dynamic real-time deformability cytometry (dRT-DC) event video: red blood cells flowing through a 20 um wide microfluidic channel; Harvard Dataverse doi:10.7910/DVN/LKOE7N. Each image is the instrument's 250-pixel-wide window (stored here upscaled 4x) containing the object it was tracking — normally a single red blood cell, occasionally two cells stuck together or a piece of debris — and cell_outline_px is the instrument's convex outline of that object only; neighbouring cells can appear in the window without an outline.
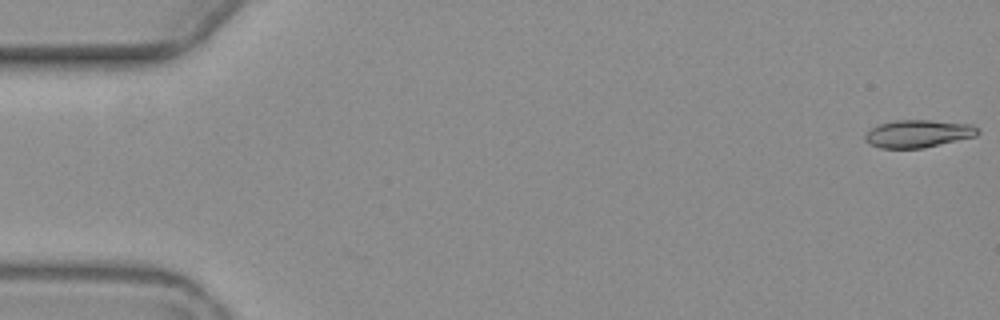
{"species": "common noctule bat (a hibernating species)", "species_latin": "Nyctalus noctula", "temperature_condition": "warm", "stored_images_in_passage": 6, "camera_frame_rate_fps": 3000, "um_per_image_px": 0.085, "animal": {"sex": "female", "body_mass_g": 19.3, "forearm_length_mm": 54.1}, "frame": {"image": 1, "passage_image": 1, "time_ms": 0.0, "image_size_px": [1000, 320], "cell_outline_px": [[980, 132], [976, 136], [924, 148], [880, 148], [868, 144], [864, 140], [864, 136], [872, 128], [880, 124], [896, 120], [928, 120], [972, 124]], "centroid_in_image_um": [78.03, 11.37], "position_along_channel_um": 7.0, "area_um2": 18.09}}
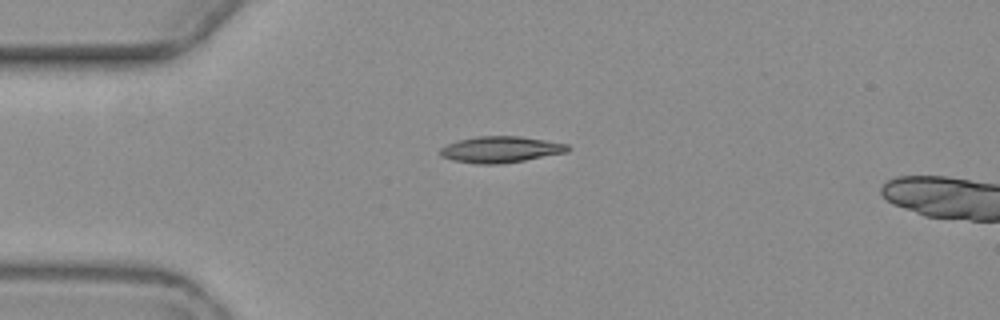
{"frame": {"image": 2, "passage_image": 5, "time_ms": 4.667, "image_size_px": [1000, 320], "cell_outline_px": [[568, 152], [524, 160], [500, 164], [476, 164], [452, 160], [440, 156], [440, 148], [448, 144], [460, 140], [476, 136], [520, 136], [568, 144]], "centroid_in_image_um": [42.53, 12.71], "position_along_channel_um": 42.5, "area_um2": 19.42}}